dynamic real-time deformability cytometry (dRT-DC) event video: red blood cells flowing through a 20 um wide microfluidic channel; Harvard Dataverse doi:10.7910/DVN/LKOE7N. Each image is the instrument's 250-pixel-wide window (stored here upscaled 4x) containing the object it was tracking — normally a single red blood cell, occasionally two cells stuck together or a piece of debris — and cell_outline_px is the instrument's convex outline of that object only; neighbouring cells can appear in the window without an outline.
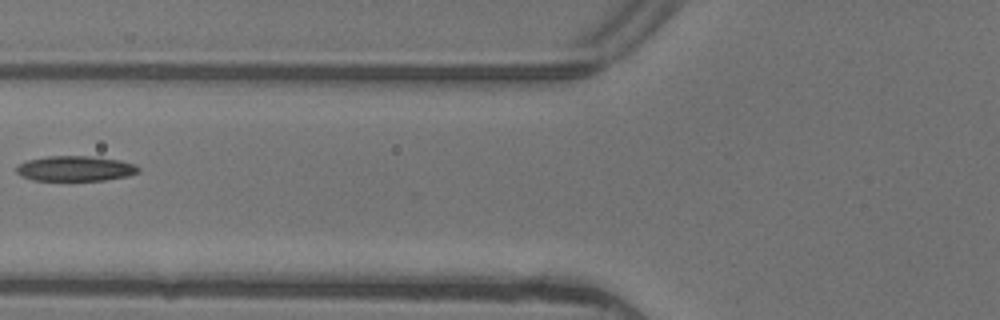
{"species": "common noctule bat (a hibernating species)", "species_latin": "Nyctalus noctula", "temperature_condition": "warm", "stored_images_in_passage": 7, "camera_frame_rate_fps": 3000, "um_per_image_px": 0.085, "animal": {"sex": "female"}, "frame": {"image": 1, "passage_image": 7, "time_ms": 2.0, "image_size_px": [1000, 320], "cell_outline_px": [[140, 172], [128, 176], [104, 180], [32, 180], [20, 176], [16, 172], [16, 168], [20, 164], [28, 160], [48, 156], [92, 156], [120, 160], [136, 164], [140, 168]], "centroid_in_image_um": [6.43, 14.32], "position_along_channel_um": 119.4, "area_um2": 17.98}}